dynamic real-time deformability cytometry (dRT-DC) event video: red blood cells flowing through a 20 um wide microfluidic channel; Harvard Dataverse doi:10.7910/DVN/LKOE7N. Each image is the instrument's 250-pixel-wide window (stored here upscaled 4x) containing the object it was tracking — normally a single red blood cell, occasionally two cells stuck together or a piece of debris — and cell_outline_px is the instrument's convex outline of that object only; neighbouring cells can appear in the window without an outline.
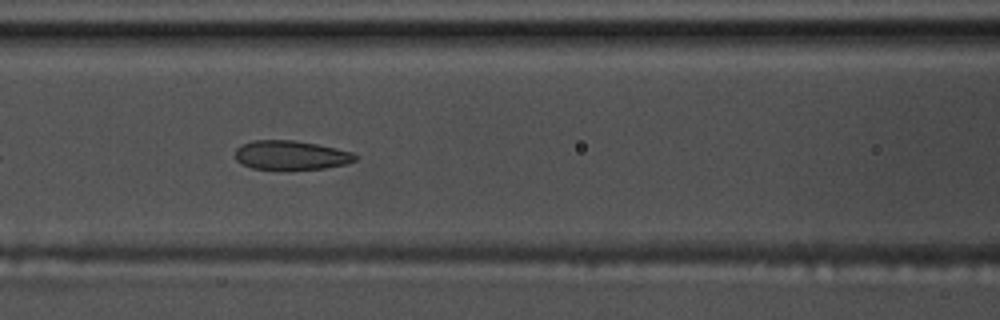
{"species": "common noctule bat (a hibernating species)", "species_latin": "Nyctalus noctula", "temperature_condition": "warm", "stored_images_in_passage": 9, "camera_frame_rate_fps": 3000, "um_per_image_px": 0.085, "animal": {"sex": "male", "body_mass_g": 17.5, "forearm_length_mm": 52.3}, "frame": {"image": 1, "passage_image": 6, "time_ms": 1.667, "image_size_px": [1000, 320], "cell_outline_px": [[360, 156], [356, 160], [344, 164], [324, 168], [252, 168], [236, 160], [236, 148], [240, 144], [252, 140], [292, 140], [316, 144], [352, 152]], "centroid_in_image_um": [24.73, 13.16], "position_along_channel_um": 141.9, "area_um2": 19.94}}
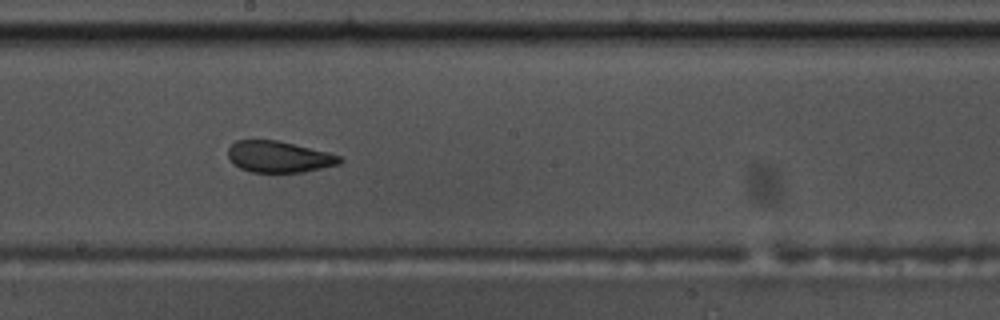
{"frame": {"image": 2, "passage_image": 8, "time_ms": 2.333, "image_size_px": [1000, 320], "cell_outline_px": [[344, 160], [340, 164], [304, 172], [252, 172], [240, 168], [232, 164], [228, 160], [228, 148], [236, 140], [276, 140], [328, 152], [340, 156]], "centroid_in_image_um": [23.69, 13.33], "position_along_channel_um": 224.5, "area_um2": 20.46}}